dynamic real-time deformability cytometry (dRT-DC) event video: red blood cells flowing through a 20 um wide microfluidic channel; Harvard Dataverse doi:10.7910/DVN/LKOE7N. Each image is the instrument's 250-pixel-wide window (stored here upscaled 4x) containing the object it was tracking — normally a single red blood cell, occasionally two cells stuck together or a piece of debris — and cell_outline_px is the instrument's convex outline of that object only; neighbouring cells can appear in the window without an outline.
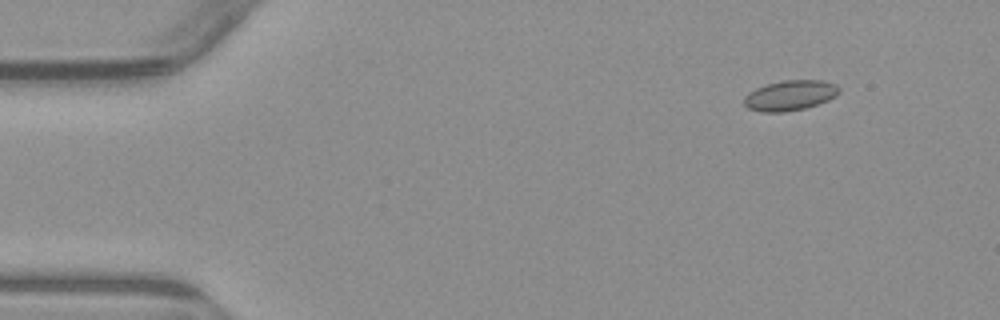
{"species": "common noctule bat (a hibernating species)", "species_latin": "Nyctalus noctula", "temperature_condition": "warm", "stored_images_in_passage": 6, "camera_frame_rate_fps": 3000, "um_per_image_px": 0.085, "animal": {"sex": "male", "body_mass_g": 23.1, "forearm_length_mm": 52.7}, "frame": {"image": 1, "passage_image": 2, "time_ms": 1.0, "image_size_px": [1000, 320], "cell_outline_px": [[840, 92], [836, 96], [828, 100], [804, 108], [784, 112], [764, 112], [748, 108], [744, 104], [744, 96], [748, 92], [764, 84], [784, 80], [824, 80], [836, 84], [840, 88]], "centroid_in_image_um": [67.15, 8.09], "position_along_channel_um": 17.8, "area_um2": 16.82}}
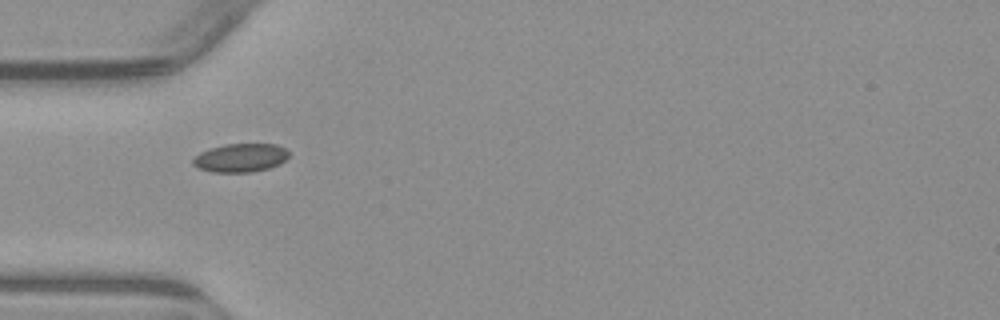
{"frame": {"image": 2, "passage_image": 5, "time_ms": 4.667, "image_size_px": [1000, 320], "cell_outline_px": [[288, 156], [280, 164], [268, 168], [252, 172], [212, 172], [200, 168], [192, 164], [192, 160], [200, 152], [208, 148], [224, 144], [276, 144], [284, 148], [288, 152]], "centroid_in_image_um": [20.42, 13.41], "position_along_channel_um": 64.6, "area_um2": 15.9}}
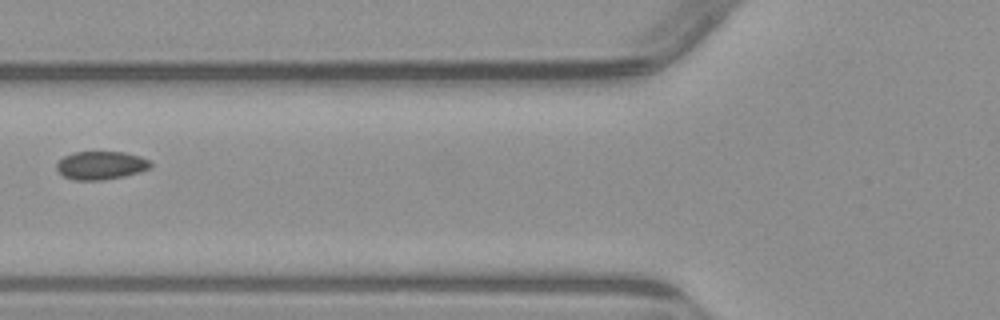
{"frame": {"image": 3, "passage_image": 6, "time_ms": 6.0, "image_size_px": [1000, 320], "cell_outline_px": [[152, 168], [140, 172], [124, 176], [100, 180], [72, 180], [64, 176], [56, 168], [56, 164], [64, 156], [72, 152], [124, 152], [140, 156], [148, 160], [152, 164]], "centroid_in_image_um": [8.59, 14.05], "position_along_channel_um": 117.2, "area_um2": 15.49}}